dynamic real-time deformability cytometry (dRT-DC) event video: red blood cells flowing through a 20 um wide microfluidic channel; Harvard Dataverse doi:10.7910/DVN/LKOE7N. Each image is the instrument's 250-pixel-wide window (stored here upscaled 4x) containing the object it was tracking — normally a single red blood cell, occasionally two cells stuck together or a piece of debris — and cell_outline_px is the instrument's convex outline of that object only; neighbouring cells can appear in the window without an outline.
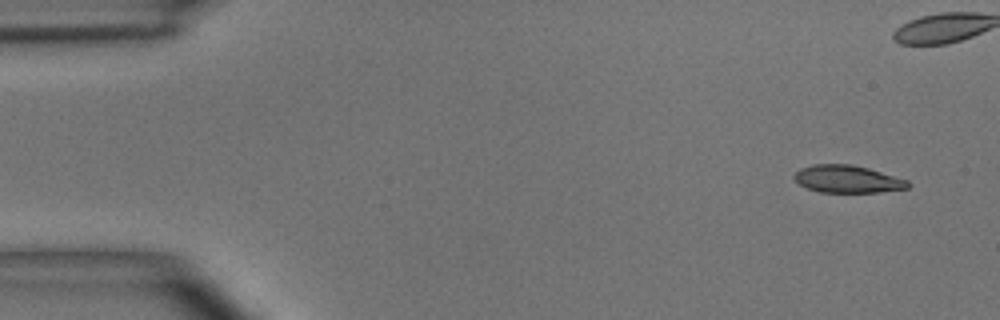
{"species": "common noctule bat (a hibernating species)", "species_latin": "Nyctalus noctula", "temperature_condition": "room temperature", "stored_images_in_passage": 5, "camera_frame_rate_fps": 3000, "um_per_image_px": 0.085, "animal": {"sex": "male", "body_mass_g": 15.6}, "frame": {"image": 1, "passage_image": 1, "time_ms": 0.0, "image_size_px": [1000, 320], "cell_outline_px": [[908, 188], [880, 192], [820, 192], [808, 188], [800, 184], [792, 176], [800, 168], [812, 164], [852, 164], [868, 168], [908, 180]], "centroid_in_image_um": [72.01, 15.21], "position_along_channel_um": 13.0, "area_um2": 18.09}}
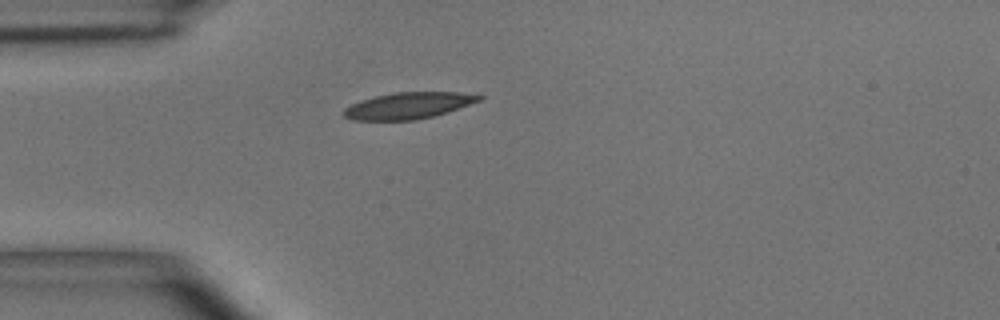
{"frame": {"image": 2, "passage_image": 5, "time_ms": 5.0, "image_size_px": [1000, 320], "cell_outline_px": [[484, 96], [480, 100], [432, 116], [416, 120], [352, 120], [344, 116], [340, 112], [344, 108], [360, 100], [392, 92], [460, 92]], "centroid_in_image_um": [34.62, 8.97], "position_along_channel_um": 50.4, "area_um2": 20.63}}